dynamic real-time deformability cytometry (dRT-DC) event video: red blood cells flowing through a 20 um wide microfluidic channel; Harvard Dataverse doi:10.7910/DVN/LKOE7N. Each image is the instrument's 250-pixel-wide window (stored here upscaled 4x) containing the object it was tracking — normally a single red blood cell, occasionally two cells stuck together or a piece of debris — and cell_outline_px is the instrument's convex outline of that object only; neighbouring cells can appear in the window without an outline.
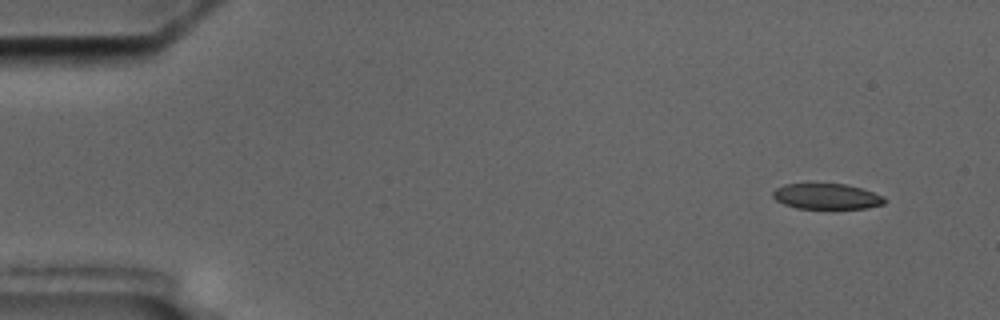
{"species": "common noctule bat (a hibernating species)", "species_latin": "Nyctalus noctula", "temperature_condition": "cold", "stored_images_in_passage": 10, "camera_frame_rate_fps": 3000, "um_per_image_px": 0.085, "animal": {"sex": "male", "body_mass_g": 17.5, "forearm_length_mm": 52.3}, "frame": {"image": 1, "passage_image": 1, "time_ms": 0.0, "image_size_px": [1000, 320], "cell_outline_px": [[888, 200], [884, 204], [868, 208], [796, 208], [784, 204], [776, 200], [772, 196], [772, 192], [776, 188], [784, 184], [844, 184], [860, 188], [884, 196]], "centroid_in_image_um": [70.27, 16.7], "position_along_channel_um": 14.7, "area_um2": 16.59}}
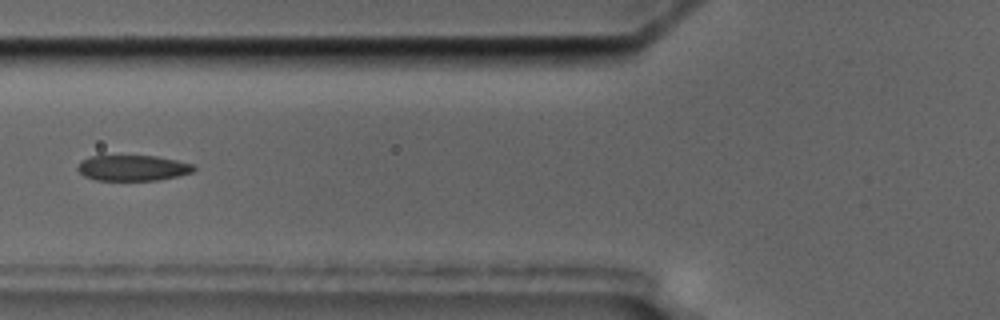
{"frame": {"image": 2, "passage_image": 6, "time_ms": 6.0, "image_size_px": [1000, 320], "cell_outline_px": [[196, 168], [192, 172], [176, 176], [156, 180], [96, 180], [84, 176], [76, 168], [80, 160], [88, 156], [156, 156], [196, 164]], "centroid_in_image_um": [11.27, 14.27], "position_along_channel_um": 114.5, "area_um2": 17.4}}
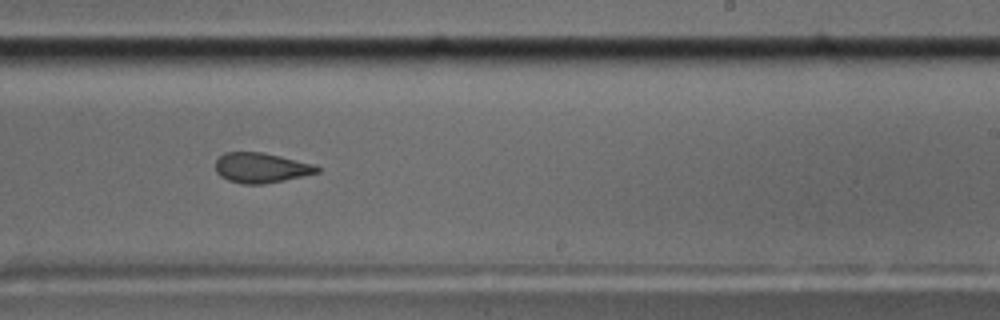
{"frame": {"image": 3, "passage_image": 10, "time_ms": 10.333, "image_size_px": [1000, 320], "cell_outline_px": [[320, 172], [284, 180], [264, 184], [244, 184], [228, 180], [220, 176], [216, 172], [216, 160], [224, 152], [260, 152], [280, 156], [316, 164], [320, 168]], "centroid_in_image_um": [22.2, 14.26], "position_along_channel_um": 266.8, "area_um2": 17.8}}